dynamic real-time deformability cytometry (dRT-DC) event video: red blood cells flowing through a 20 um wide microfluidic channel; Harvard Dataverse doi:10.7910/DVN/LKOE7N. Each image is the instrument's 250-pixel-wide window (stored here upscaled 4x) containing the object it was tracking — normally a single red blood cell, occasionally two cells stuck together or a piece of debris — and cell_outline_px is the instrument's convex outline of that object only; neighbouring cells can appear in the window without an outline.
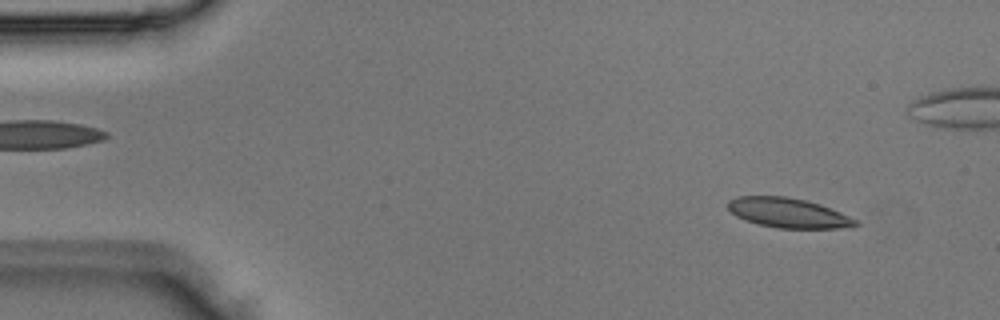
{"species": "Egyptian fruit bat (a non-hibernating species)", "species_latin": "Rousettus aegyptiacus", "temperature_condition": "room temperature", "stored_images_in_passage": 4, "camera_frame_rate_fps": 3000, "um_per_image_px": 0.085, "animal": {"sex": "male"}, "frame": {"image": 1, "passage_image": 1, "time_ms": 0.0, "image_size_px": [1000, 320], "cell_outline_px": [[860, 224], [852, 228], [780, 228], [760, 224], [744, 220], [736, 216], [728, 208], [728, 200], [736, 196], [784, 196], [804, 200], [820, 204], [840, 212], [856, 220]], "centroid_in_image_um": [67.0, 18.09], "position_along_channel_um": 18.0, "area_um2": 22.02}}